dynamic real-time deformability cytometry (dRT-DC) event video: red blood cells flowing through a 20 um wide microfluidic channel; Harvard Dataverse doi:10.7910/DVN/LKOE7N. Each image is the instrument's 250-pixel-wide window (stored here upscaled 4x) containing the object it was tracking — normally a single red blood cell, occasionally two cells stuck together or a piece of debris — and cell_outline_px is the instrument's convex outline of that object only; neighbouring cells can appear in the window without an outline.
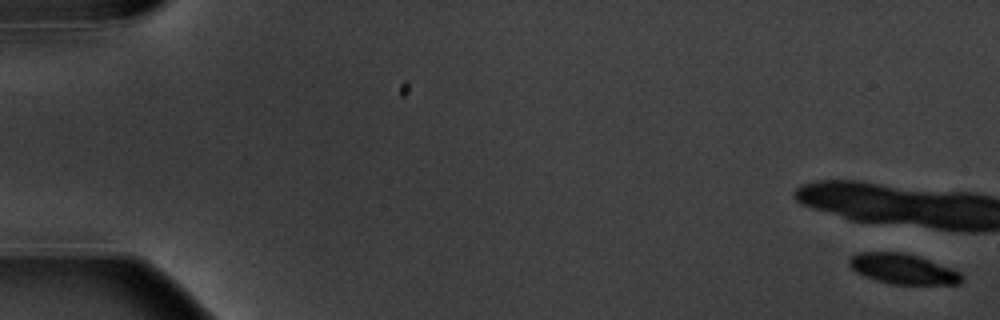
{"species": "common noctule bat (a hibernating species)", "species_latin": "Nyctalus noctula", "temperature_condition": "warm", "stored_images_in_passage": 7, "camera_frame_rate_fps": 3000, "um_per_image_px": 0.085, "animal": {"sex": "male", "body_mass_g": 20.1, "forearm_length_mm": 53.5}, "frame": {"image": 1, "passage_image": 1, "time_ms": 0.0, "image_size_px": [1000, 320], "cell_outline_px": [[964, 276], [960, 284], [892, 284], [876, 280], [864, 276], [856, 272], [848, 264], [848, 260], [852, 256], [860, 252], [904, 252], [952, 268], [960, 272]], "centroid_in_image_um": [76.75, 22.86], "position_along_channel_um": 8.2, "area_um2": 19.71}}